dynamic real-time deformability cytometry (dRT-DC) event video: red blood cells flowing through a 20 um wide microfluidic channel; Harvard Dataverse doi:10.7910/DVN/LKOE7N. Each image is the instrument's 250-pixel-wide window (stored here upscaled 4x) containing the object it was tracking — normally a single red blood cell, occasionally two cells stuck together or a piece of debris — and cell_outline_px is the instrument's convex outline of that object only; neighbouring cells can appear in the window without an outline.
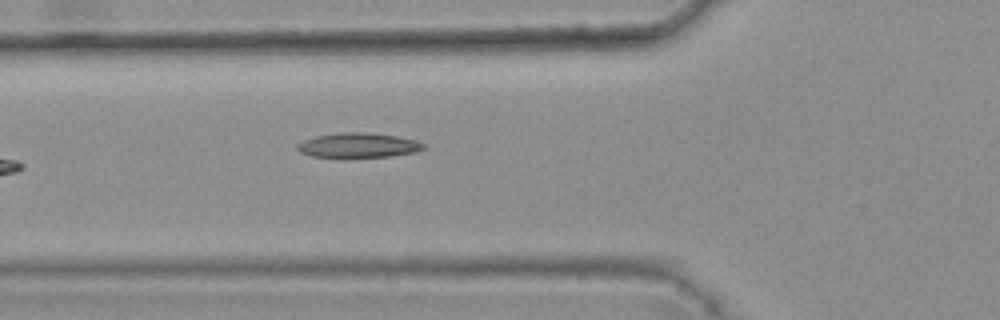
{"species": "common noctule bat (a hibernating species)", "species_latin": "Nyctalus noctula", "temperature_condition": "warm", "stored_images_in_passage": 6, "camera_frame_rate_fps": 3000, "um_per_image_px": 0.085, "animal": {"sex": "female", "body_mass_g": 25.1}, "frame": {"image": 1, "passage_image": 6, "time_ms": 1.667, "image_size_px": [1000, 320], "cell_outline_px": [[428, 148], [416, 152], [392, 156], [312, 156], [300, 152], [296, 148], [296, 144], [304, 140], [316, 136], [340, 132], [364, 132], [396, 136], [416, 140], [428, 144]], "centroid_in_image_um": [30.52, 12.33], "position_along_channel_um": 95.3, "area_um2": 18.03}}